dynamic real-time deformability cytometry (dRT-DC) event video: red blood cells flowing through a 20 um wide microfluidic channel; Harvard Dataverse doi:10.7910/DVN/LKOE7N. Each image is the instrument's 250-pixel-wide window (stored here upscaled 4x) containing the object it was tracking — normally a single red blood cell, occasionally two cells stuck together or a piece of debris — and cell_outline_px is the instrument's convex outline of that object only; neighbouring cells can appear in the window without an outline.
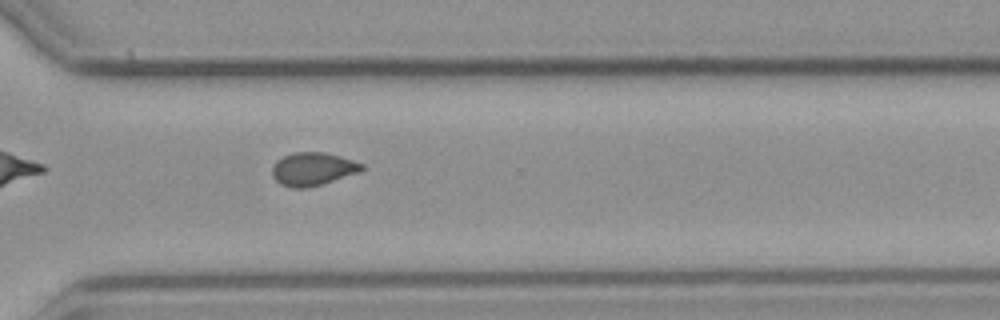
{"species": "common noctule bat (a hibernating species)", "species_latin": "Nyctalus noctula", "temperature_condition": "cold", "stored_images_in_passage": 10, "camera_frame_rate_fps": 3000, "um_per_image_px": 0.085, "animal": {"sex": "male", "body_mass_g": 23.1, "forearm_length_mm": 52.7}, "frame": {"image": 1, "passage_image": 10, "time_ms": 11.667, "image_size_px": [1000, 320], "cell_outline_px": [[364, 168], [360, 172], [308, 188], [292, 188], [280, 184], [272, 176], [272, 168], [276, 160], [292, 152], [324, 152], [340, 156], [364, 164]], "centroid_in_image_um": [26.57, 14.36], "position_along_channel_um": 344.0, "area_um2": 17.34}}